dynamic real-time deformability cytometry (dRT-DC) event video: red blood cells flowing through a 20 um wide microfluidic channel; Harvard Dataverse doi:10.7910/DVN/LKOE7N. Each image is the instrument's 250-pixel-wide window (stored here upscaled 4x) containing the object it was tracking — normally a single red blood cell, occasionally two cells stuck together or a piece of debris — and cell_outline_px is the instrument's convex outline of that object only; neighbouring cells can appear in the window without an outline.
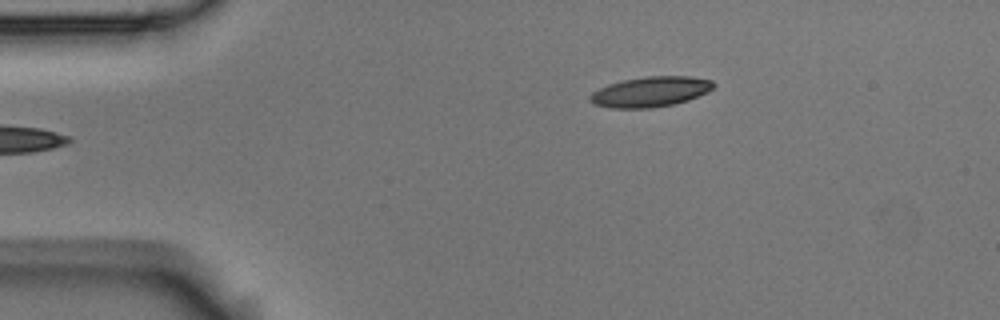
{"species": "Egyptian fruit bat (a non-hibernating species)", "species_latin": "Rousettus aegyptiacus", "temperature_condition": "room temperature", "stored_images_in_passage": 6, "camera_frame_rate_fps": 3000, "um_per_image_px": 0.085, "animal": {"sex": "male"}, "frame": {"image": 1, "passage_image": 6, "time_ms": 1.667, "image_size_px": [1000, 320], "cell_outline_px": [[716, 84], [708, 92], [688, 100], [672, 104], [652, 108], [612, 108], [592, 104], [588, 100], [588, 96], [592, 92], [608, 84], [624, 80], [648, 76], [688, 76], [712, 80]], "centroid_in_image_um": [55.27, 7.8], "position_along_channel_um": 29.7, "area_um2": 21.79}}